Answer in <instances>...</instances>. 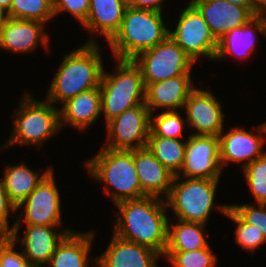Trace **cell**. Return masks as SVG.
Here are the masks:
<instances>
[{
	"label": "cell",
	"instance_id": "obj_26",
	"mask_svg": "<svg viewBox=\"0 0 266 267\" xmlns=\"http://www.w3.org/2000/svg\"><path fill=\"white\" fill-rule=\"evenodd\" d=\"M175 224H168V243L166 251H191L209 245L204 227L207 224L182 221L175 218Z\"/></svg>",
	"mask_w": 266,
	"mask_h": 267
},
{
	"label": "cell",
	"instance_id": "obj_41",
	"mask_svg": "<svg viewBox=\"0 0 266 267\" xmlns=\"http://www.w3.org/2000/svg\"><path fill=\"white\" fill-rule=\"evenodd\" d=\"M7 19V13L0 8V30Z\"/></svg>",
	"mask_w": 266,
	"mask_h": 267
},
{
	"label": "cell",
	"instance_id": "obj_12",
	"mask_svg": "<svg viewBox=\"0 0 266 267\" xmlns=\"http://www.w3.org/2000/svg\"><path fill=\"white\" fill-rule=\"evenodd\" d=\"M221 173L219 137L215 135H189L184 163L176 176L220 179Z\"/></svg>",
	"mask_w": 266,
	"mask_h": 267
},
{
	"label": "cell",
	"instance_id": "obj_15",
	"mask_svg": "<svg viewBox=\"0 0 266 267\" xmlns=\"http://www.w3.org/2000/svg\"><path fill=\"white\" fill-rule=\"evenodd\" d=\"M218 41L227 32L242 26L256 14L250 7L237 6L226 0H191Z\"/></svg>",
	"mask_w": 266,
	"mask_h": 267
},
{
	"label": "cell",
	"instance_id": "obj_25",
	"mask_svg": "<svg viewBox=\"0 0 266 267\" xmlns=\"http://www.w3.org/2000/svg\"><path fill=\"white\" fill-rule=\"evenodd\" d=\"M52 169L49 167L39 174L24 162L13 166L7 165L2 180L10 201L16 207L21 204Z\"/></svg>",
	"mask_w": 266,
	"mask_h": 267
},
{
	"label": "cell",
	"instance_id": "obj_3",
	"mask_svg": "<svg viewBox=\"0 0 266 267\" xmlns=\"http://www.w3.org/2000/svg\"><path fill=\"white\" fill-rule=\"evenodd\" d=\"M91 177L104 185L105 194L111 196L115 204L147 196L141 188L134 163L133 150H113L103 147L85 163ZM114 188V190L110 189Z\"/></svg>",
	"mask_w": 266,
	"mask_h": 267
},
{
	"label": "cell",
	"instance_id": "obj_32",
	"mask_svg": "<svg viewBox=\"0 0 266 267\" xmlns=\"http://www.w3.org/2000/svg\"><path fill=\"white\" fill-rule=\"evenodd\" d=\"M242 168L247 186L256 200L255 204H266V152Z\"/></svg>",
	"mask_w": 266,
	"mask_h": 267
},
{
	"label": "cell",
	"instance_id": "obj_13",
	"mask_svg": "<svg viewBox=\"0 0 266 267\" xmlns=\"http://www.w3.org/2000/svg\"><path fill=\"white\" fill-rule=\"evenodd\" d=\"M257 134L234 127L229 132L219 134L221 168L229 162L243 163V167L261 157L266 151L263 146L266 140V121L257 128ZM264 135V136H263Z\"/></svg>",
	"mask_w": 266,
	"mask_h": 267
},
{
	"label": "cell",
	"instance_id": "obj_33",
	"mask_svg": "<svg viewBox=\"0 0 266 267\" xmlns=\"http://www.w3.org/2000/svg\"><path fill=\"white\" fill-rule=\"evenodd\" d=\"M253 203H247L244 205L229 204V207L247 224L254 225L256 228H260L266 239V204H256L258 206H252Z\"/></svg>",
	"mask_w": 266,
	"mask_h": 267
},
{
	"label": "cell",
	"instance_id": "obj_6",
	"mask_svg": "<svg viewBox=\"0 0 266 267\" xmlns=\"http://www.w3.org/2000/svg\"><path fill=\"white\" fill-rule=\"evenodd\" d=\"M115 73L103 70L101 90V112L106 124L125 110L145 102V86L139 67L133 60L115 59Z\"/></svg>",
	"mask_w": 266,
	"mask_h": 267
},
{
	"label": "cell",
	"instance_id": "obj_37",
	"mask_svg": "<svg viewBox=\"0 0 266 267\" xmlns=\"http://www.w3.org/2000/svg\"><path fill=\"white\" fill-rule=\"evenodd\" d=\"M163 0H127V6L134 9H149L162 12Z\"/></svg>",
	"mask_w": 266,
	"mask_h": 267
},
{
	"label": "cell",
	"instance_id": "obj_27",
	"mask_svg": "<svg viewBox=\"0 0 266 267\" xmlns=\"http://www.w3.org/2000/svg\"><path fill=\"white\" fill-rule=\"evenodd\" d=\"M187 140L149 136L146 147L171 173L177 175L184 163Z\"/></svg>",
	"mask_w": 266,
	"mask_h": 267
},
{
	"label": "cell",
	"instance_id": "obj_35",
	"mask_svg": "<svg viewBox=\"0 0 266 267\" xmlns=\"http://www.w3.org/2000/svg\"><path fill=\"white\" fill-rule=\"evenodd\" d=\"M54 16L64 10L76 17L83 24L88 16L90 0H51Z\"/></svg>",
	"mask_w": 266,
	"mask_h": 267
},
{
	"label": "cell",
	"instance_id": "obj_2",
	"mask_svg": "<svg viewBox=\"0 0 266 267\" xmlns=\"http://www.w3.org/2000/svg\"><path fill=\"white\" fill-rule=\"evenodd\" d=\"M94 38L64 55L49 86L46 97L49 102L63 104L83 91L100 87L104 66Z\"/></svg>",
	"mask_w": 266,
	"mask_h": 267
},
{
	"label": "cell",
	"instance_id": "obj_4",
	"mask_svg": "<svg viewBox=\"0 0 266 267\" xmlns=\"http://www.w3.org/2000/svg\"><path fill=\"white\" fill-rule=\"evenodd\" d=\"M169 30L162 12L127 7L119 31L108 42L115 59L133 60L141 52L161 43Z\"/></svg>",
	"mask_w": 266,
	"mask_h": 267
},
{
	"label": "cell",
	"instance_id": "obj_10",
	"mask_svg": "<svg viewBox=\"0 0 266 267\" xmlns=\"http://www.w3.org/2000/svg\"><path fill=\"white\" fill-rule=\"evenodd\" d=\"M174 31L169 30L171 38L195 61L200 56L214 60L218 41L198 9L189 2L181 11Z\"/></svg>",
	"mask_w": 266,
	"mask_h": 267
},
{
	"label": "cell",
	"instance_id": "obj_38",
	"mask_svg": "<svg viewBox=\"0 0 266 267\" xmlns=\"http://www.w3.org/2000/svg\"><path fill=\"white\" fill-rule=\"evenodd\" d=\"M250 9L256 15H266V0H248Z\"/></svg>",
	"mask_w": 266,
	"mask_h": 267
},
{
	"label": "cell",
	"instance_id": "obj_23",
	"mask_svg": "<svg viewBox=\"0 0 266 267\" xmlns=\"http://www.w3.org/2000/svg\"><path fill=\"white\" fill-rule=\"evenodd\" d=\"M127 7V0H90L89 13L82 26L109 42L119 31Z\"/></svg>",
	"mask_w": 266,
	"mask_h": 267
},
{
	"label": "cell",
	"instance_id": "obj_14",
	"mask_svg": "<svg viewBox=\"0 0 266 267\" xmlns=\"http://www.w3.org/2000/svg\"><path fill=\"white\" fill-rule=\"evenodd\" d=\"M183 109L187 116L186 124L195 129L193 135L219 136L224 130L225 114L221 110L220 101L212 92L195 88L189 94Z\"/></svg>",
	"mask_w": 266,
	"mask_h": 267
},
{
	"label": "cell",
	"instance_id": "obj_5",
	"mask_svg": "<svg viewBox=\"0 0 266 267\" xmlns=\"http://www.w3.org/2000/svg\"><path fill=\"white\" fill-rule=\"evenodd\" d=\"M23 96L20 107L13 116L11 137L4 143L2 149L15 144L42 147L47 139L61 130L58 107L55 108V105L47 99L35 100L29 93Z\"/></svg>",
	"mask_w": 266,
	"mask_h": 267
},
{
	"label": "cell",
	"instance_id": "obj_11",
	"mask_svg": "<svg viewBox=\"0 0 266 267\" xmlns=\"http://www.w3.org/2000/svg\"><path fill=\"white\" fill-rule=\"evenodd\" d=\"M150 111L146 103L125 110L106 124L107 145L113 150L146 147L150 133Z\"/></svg>",
	"mask_w": 266,
	"mask_h": 267
},
{
	"label": "cell",
	"instance_id": "obj_30",
	"mask_svg": "<svg viewBox=\"0 0 266 267\" xmlns=\"http://www.w3.org/2000/svg\"><path fill=\"white\" fill-rule=\"evenodd\" d=\"M150 114L149 136L168 137L180 139L183 135L184 120L178 111H161L154 116Z\"/></svg>",
	"mask_w": 266,
	"mask_h": 267
},
{
	"label": "cell",
	"instance_id": "obj_29",
	"mask_svg": "<svg viewBox=\"0 0 266 267\" xmlns=\"http://www.w3.org/2000/svg\"><path fill=\"white\" fill-rule=\"evenodd\" d=\"M7 17L48 23L54 17L51 0H12Z\"/></svg>",
	"mask_w": 266,
	"mask_h": 267
},
{
	"label": "cell",
	"instance_id": "obj_17",
	"mask_svg": "<svg viewBox=\"0 0 266 267\" xmlns=\"http://www.w3.org/2000/svg\"><path fill=\"white\" fill-rule=\"evenodd\" d=\"M45 23L38 20L7 17L0 30V48L14 53L34 51L41 43L49 48V37L44 31Z\"/></svg>",
	"mask_w": 266,
	"mask_h": 267
},
{
	"label": "cell",
	"instance_id": "obj_22",
	"mask_svg": "<svg viewBox=\"0 0 266 267\" xmlns=\"http://www.w3.org/2000/svg\"><path fill=\"white\" fill-rule=\"evenodd\" d=\"M62 105L59 110L60 127L69 124L75 129L84 131L102 114L100 87L83 91Z\"/></svg>",
	"mask_w": 266,
	"mask_h": 267
},
{
	"label": "cell",
	"instance_id": "obj_39",
	"mask_svg": "<svg viewBox=\"0 0 266 267\" xmlns=\"http://www.w3.org/2000/svg\"><path fill=\"white\" fill-rule=\"evenodd\" d=\"M12 0H0V8L6 13L9 12Z\"/></svg>",
	"mask_w": 266,
	"mask_h": 267
},
{
	"label": "cell",
	"instance_id": "obj_9",
	"mask_svg": "<svg viewBox=\"0 0 266 267\" xmlns=\"http://www.w3.org/2000/svg\"><path fill=\"white\" fill-rule=\"evenodd\" d=\"M53 169L44 177L30 195L17 206V210L24 208L22 214L11 225L8 235H18L20 224L60 226L61 223V199L55 183Z\"/></svg>",
	"mask_w": 266,
	"mask_h": 267
},
{
	"label": "cell",
	"instance_id": "obj_40",
	"mask_svg": "<svg viewBox=\"0 0 266 267\" xmlns=\"http://www.w3.org/2000/svg\"><path fill=\"white\" fill-rule=\"evenodd\" d=\"M237 6L250 7L248 0H226Z\"/></svg>",
	"mask_w": 266,
	"mask_h": 267
},
{
	"label": "cell",
	"instance_id": "obj_7",
	"mask_svg": "<svg viewBox=\"0 0 266 267\" xmlns=\"http://www.w3.org/2000/svg\"><path fill=\"white\" fill-rule=\"evenodd\" d=\"M174 176L170 192L165 200L167 208L182 221L206 224L213 205L220 179L186 178L179 182Z\"/></svg>",
	"mask_w": 266,
	"mask_h": 267
},
{
	"label": "cell",
	"instance_id": "obj_8",
	"mask_svg": "<svg viewBox=\"0 0 266 267\" xmlns=\"http://www.w3.org/2000/svg\"><path fill=\"white\" fill-rule=\"evenodd\" d=\"M133 61L141 71L145 87L180 75H191L192 66L196 63L170 35L141 52Z\"/></svg>",
	"mask_w": 266,
	"mask_h": 267
},
{
	"label": "cell",
	"instance_id": "obj_24",
	"mask_svg": "<svg viewBox=\"0 0 266 267\" xmlns=\"http://www.w3.org/2000/svg\"><path fill=\"white\" fill-rule=\"evenodd\" d=\"M94 232L68 233L57 245L48 267H88Z\"/></svg>",
	"mask_w": 266,
	"mask_h": 267
},
{
	"label": "cell",
	"instance_id": "obj_28",
	"mask_svg": "<svg viewBox=\"0 0 266 267\" xmlns=\"http://www.w3.org/2000/svg\"><path fill=\"white\" fill-rule=\"evenodd\" d=\"M217 209L224 213L231 221L236 223L235 228V240L236 243L241 246L246 251L250 250L252 254L256 250L259 249L260 245L264 242L266 243V239L264 237L263 232L260 228H256L254 225H249L245 223L227 204L217 205Z\"/></svg>",
	"mask_w": 266,
	"mask_h": 267
},
{
	"label": "cell",
	"instance_id": "obj_31",
	"mask_svg": "<svg viewBox=\"0 0 266 267\" xmlns=\"http://www.w3.org/2000/svg\"><path fill=\"white\" fill-rule=\"evenodd\" d=\"M162 257H166L172 267H215L217 263L210 245L191 251H165Z\"/></svg>",
	"mask_w": 266,
	"mask_h": 267
},
{
	"label": "cell",
	"instance_id": "obj_16",
	"mask_svg": "<svg viewBox=\"0 0 266 267\" xmlns=\"http://www.w3.org/2000/svg\"><path fill=\"white\" fill-rule=\"evenodd\" d=\"M25 225L26 229L22 238L18 239V235L9 236L16 243H21L24 257L33 267H45L54 254L57 245L68 233L72 232L69 228H64L59 233L54 231L57 230L56 227L60 226Z\"/></svg>",
	"mask_w": 266,
	"mask_h": 267
},
{
	"label": "cell",
	"instance_id": "obj_21",
	"mask_svg": "<svg viewBox=\"0 0 266 267\" xmlns=\"http://www.w3.org/2000/svg\"><path fill=\"white\" fill-rule=\"evenodd\" d=\"M134 163L142 191L147 196H168L174 174L165 168L147 147L134 149Z\"/></svg>",
	"mask_w": 266,
	"mask_h": 267
},
{
	"label": "cell",
	"instance_id": "obj_34",
	"mask_svg": "<svg viewBox=\"0 0 266 267\" xmlns=\"http://www.w3.org/2000/svg\"><path fill=\"white\" fill-rule=\"evenodd\" d=\"M15 244L8 234L0 235V267H33L22 251L14 248Z\"/></svg>",
	"mask_w": 266,
	"mask_h": 267
},
{
	"label": "cell",
	"instance_id": "obj_36",
	"mask_svg": "<svg viewBox=\"0 0 266 267\" xmlns=\"http://www.w3.org/2000/svg\"><path fill=\"white\" fill-rule=\"evenodd\" d=\"M14 211H17V207L10 201L8 194L4 188L3 180L0 179V235L9 234L10 227L8 216Z\"/></svg>",
	"mask_w": 266,
	"mask_h": 267
},
{
	"label": "cell",
	"instance_id": "obj_18",
	"mask_svg": "<svg viewBox=\"0 0 266 267\" xmlns=\"http://www.w3.org/2000/svg\"><path fill=\"white\" fill-rule=\"evenodd\" d=\"M161 255L153 249L113 234L107 249L93 260L96 267H158Z\"/></svg>",
	"mask_w": 266,
	"mask_h": 267
},
{
	"label": "cell",
	"instance_id": "obj_1",
	"mask_svg": "<svg viewBox=\"0 0 266 267\" xmlns=\"http://www.w3.org/2000/svg\"><path fill=\"white\" fill-rule=\"evenodd\" d=\"M115 216L116 236L153 249L164 255L168 243L169 218L165 211L164 198L144 196L138 199L121 201Z\"/></svg>",
	"mask_w": 266,
	"mask_h": 267
},
{
	"label": "cell",
	"instance_id": "obj_20",
	"mask_svg": "<svg viewBox=\"0 0 266 267\" xmlns=\"http://www.w3.org/2000/svg\"><path fill=\"white\" fill-rule=\"evenodd\" d=\"M257 30L262 35H266V15H255L244 25L234 28L220 38L214 60H223L227 55L243 61L251 57L256 49L255 32Z\"/></svg>",
	"mask_w": 266,
	"mask_h": 267
},
{
	"label": "cell",
	"instance_id": "obj_19",
	"mask_svg": "<svg viewBox=\"0 0 266 267\" xmlns=\"http://www.w3.org/2000/svg\"><path fill=\"white\" fill-rule=\"evenodd\" d=\"M191 75L148 84L145 87V103L151 114L163 108V111L183 109L189 94L196 88Z\"/></svg>",
	"mask_w": 266,
	"mask_h": 267
}]
</instances>
